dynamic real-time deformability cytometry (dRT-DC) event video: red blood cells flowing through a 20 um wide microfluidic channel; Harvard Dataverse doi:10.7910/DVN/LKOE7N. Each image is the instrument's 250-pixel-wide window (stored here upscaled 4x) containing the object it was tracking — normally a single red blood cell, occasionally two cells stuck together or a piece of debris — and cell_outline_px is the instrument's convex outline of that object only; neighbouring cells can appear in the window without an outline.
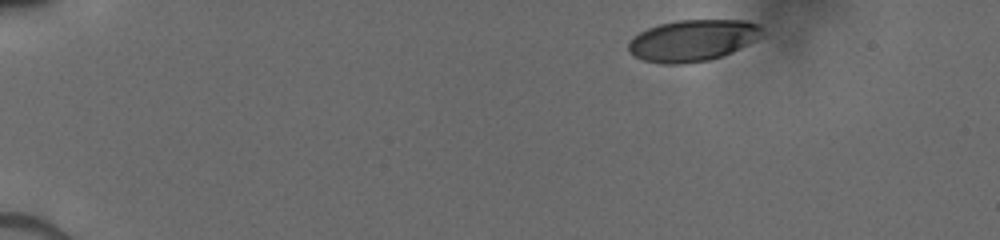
{"species": "human", "species_latin": "Homo sapiens", "temperature_condition": "cold", "stored_images_in_passage": 5, "camera_frame_rate_fps": 3000, "um_per_image_px": 0.085, "donor": {"sex": "male"}, "frame": {"image": 1, "passage_image": 1, "time_ms": 0.0, "image_size_px": [1000, 240], "cell_outline_px": [[764, 28], [760, 36], [756, 40], [732, 52], [708, 60], [684, 64], [664, 64], [644, 60], [628, 52], [628, 40], [632, 36], [648, 28], [660, 24], [676, 20], [748, 20], [760, 24]], "centroid_in_image_um": [58.88, 3.42], "position_along_channel_um": 26.1, "area_um2": 32.48}}
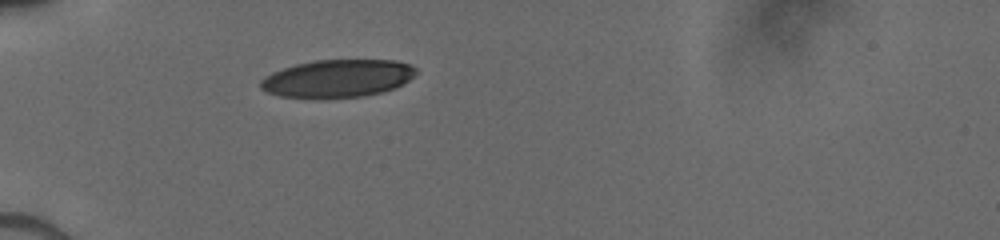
{"frame": {"image": 2, "passage_image": 5, "time_ms": 3.0, "image_size_px": [1000, 240], "cell_outline_px": [[416, 76], [404, 84], [396, 88], [384, 92], [364, 96], [324, 100], [316, 100], [280, 96], [268, 92], [260, 88], [260, 80], [264, 76], [272, 72], [296, 64], [316, 60], [396, 60], [408, 64], [416, 68]], "centroid_in_image_um": [28.7, 6.7], "position_along_channel_um": 56.3, "area_um2": 35.08}}